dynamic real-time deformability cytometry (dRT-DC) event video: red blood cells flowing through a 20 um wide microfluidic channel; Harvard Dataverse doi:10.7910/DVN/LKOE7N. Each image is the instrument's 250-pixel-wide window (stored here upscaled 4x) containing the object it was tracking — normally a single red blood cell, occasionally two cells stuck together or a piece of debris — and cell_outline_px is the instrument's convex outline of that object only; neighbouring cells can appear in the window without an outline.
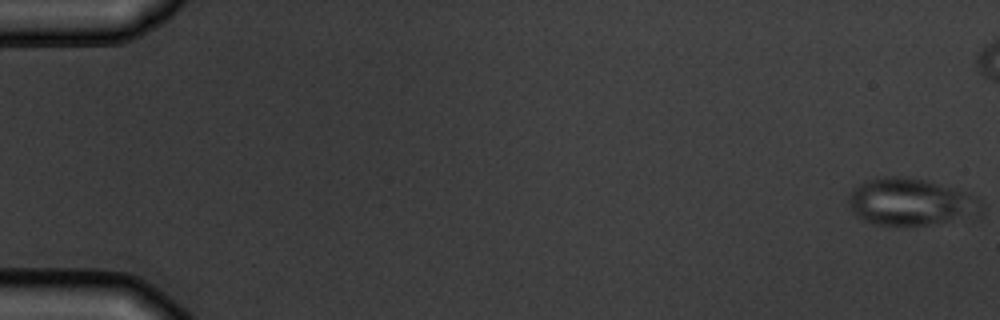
{"species": "common noctule bat (a hibernating species)", "species_latin": "Nyctalus noctula", "temperature_condition": "warm", "stored_images_in_passage": 8, "camera_frame_rate_fps": 3000, "um_per_image_px": 0.085, "animal": {"sex": "male", "body_mass_g": 19.5, "forearm_length_mm": 54.6}, "frame": {"image": 1, "passage_image": 1, "time_ms": 0.0, "image_size_px": [1000, 320], "cell_outline_px": [[984, 212], [980, 220], [928, 224], [876, 224], [864, 220], [852, 212], [848, 200], [848, 196], [852, 188], [868, 180], [880, 176], [908, 176], [928, 180], [976, 196], [984, 200]], "centroid_in_image_um": [77.56, 17.17], "position_along_channel_um": 7.4, "area_um2": 37.51}}